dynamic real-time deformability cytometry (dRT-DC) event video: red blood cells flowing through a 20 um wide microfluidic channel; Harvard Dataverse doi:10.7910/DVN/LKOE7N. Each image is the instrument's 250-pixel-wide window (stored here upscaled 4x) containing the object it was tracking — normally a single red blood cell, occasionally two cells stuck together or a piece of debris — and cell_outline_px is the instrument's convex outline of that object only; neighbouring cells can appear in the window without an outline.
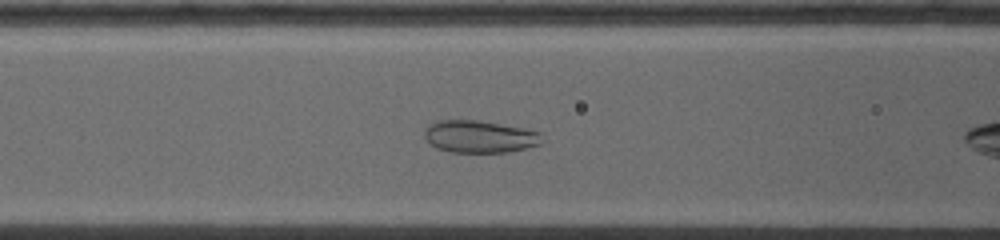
{"species": "common noctule bat (a hibernating species)", "species_latin": "Nyctalus noctula", "temperature_condition": "warm", "stored_images_in_passage": 32, "camera_frame_rate_fps": 5000, "um_per_image_px": 0.085, "animal": {"sex": "female", "body_mass_g": 19.0, "forearm_length_mm": 53.3}, "frame": {"image": 1, "passage_image": 9, "time_ms": 2.6, "image_size_px": [1000, 240], "cell_outline_px": [[544, 140], [540, 144], [508, 152], [448, 152], [436, 148], [424, 136], [424, 132], [428, 124], [436, 120], [476, 120], [524, 128], [540, 132]], "centroid_in_image_um": [40.76, 11.61], "position_along_channel_um": 125.8, "area_um2": 22.14}}
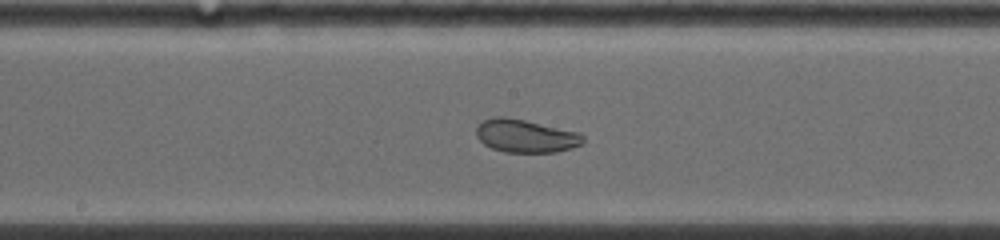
{"frame": {"image": 2, "passage_image": 15, "time_ms": 4.6, "image_size_px": [1000, 240], "cell_outline_px": [[584, 144], [572, 148], [556, 152], [504, 152], [492, 148], [484, 144], [476, 136], [476, 128], [484, 120], [492, 116], [504, 116], [524, 120], [580, 132], [584, 136]], "centroid_in_image_um": [44.7, 11.55], "position_along_channel_um": 203.5, "area_um2": 20.69}}
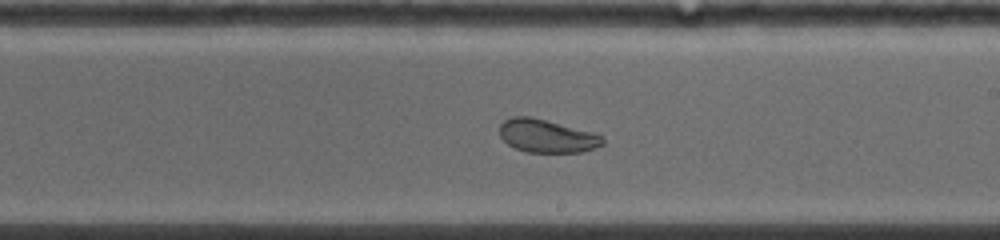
{"frame": {"image": 3, "passage_image": 18, "time_ms": 5.6, "image_size_px": [1000, 240], "cell_outline_px": [[604, 144], [580, 152], [528, 152], [516, 148], [508, 144], [500, 136], [500, 124], [504, 120], [512, 116], [528, 116], [592, 132], [600, 136], [604, 140]], "centroid_in_image_um": [46.44, 11.56], "position_along_channel_um": 242.6, "area_um2": 19.48}, "authors_computed_cell_mechanics": {"area_um2": 22.2241, "velocity_mm_per_s": 3.9051, "shape_relaxation_time_tau1_ms": null, "shape_relaxation_time_tau2_ms": 1.0353, "deformation_change_tau1": null, "deformation_change_tau2": 0.0579}}